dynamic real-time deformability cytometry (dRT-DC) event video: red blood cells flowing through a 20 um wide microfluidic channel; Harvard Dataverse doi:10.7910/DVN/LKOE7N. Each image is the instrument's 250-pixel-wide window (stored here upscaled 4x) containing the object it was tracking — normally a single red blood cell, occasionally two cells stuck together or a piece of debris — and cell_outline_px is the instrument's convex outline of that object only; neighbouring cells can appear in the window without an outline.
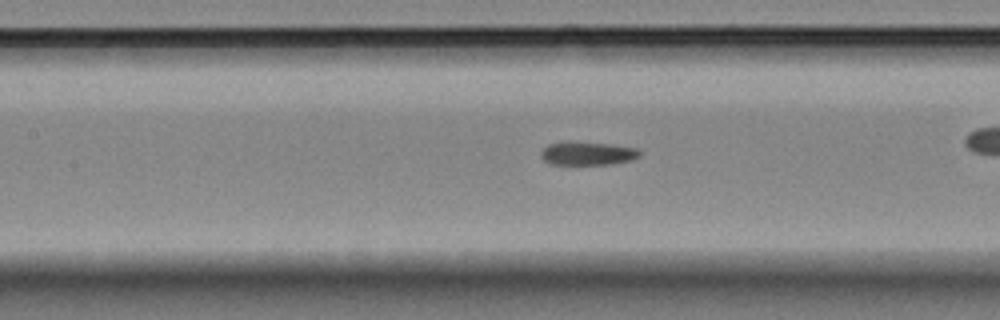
{"species": "Egyptian fruit bat (a non-hibernating species)", "species_latin": "Rousettus aegyptiacus", "temperature_condition": "room temperature", "stored_images_in_passage": 33, "camera_frame_rate_fps": 3000, "um_per_image_px": 0.085, "animal": {"sex": "female"}, "frame": {"image": 1, "passage_image": 10, "time_ms": 3.0, "image_size_px": [1000, 320], "cell_outline_px": [[640, 156], [632, 160], [612, 164], [552, 164], [544, 160], [540, 156], [540, 152], [548, 144], [560, 140], [576, 140], [612, 144], [636, 148], [640, 152]], "centroid_in_image_um": [49.9, 13.0], "position_along_channel_um": 157.5, "area_um2": 13.93}, "authors_computed_cell_mechanics": {"area_um2": 13.6986, "velocity_mm_per_s": 3.5856, "shape_relaxation_time_tau1_ms": null, "shape_relaxation_time_tau2_ms": 9.0554, "deformation_change_tau1": null, "deformation_change_tau2": 0.1885}}